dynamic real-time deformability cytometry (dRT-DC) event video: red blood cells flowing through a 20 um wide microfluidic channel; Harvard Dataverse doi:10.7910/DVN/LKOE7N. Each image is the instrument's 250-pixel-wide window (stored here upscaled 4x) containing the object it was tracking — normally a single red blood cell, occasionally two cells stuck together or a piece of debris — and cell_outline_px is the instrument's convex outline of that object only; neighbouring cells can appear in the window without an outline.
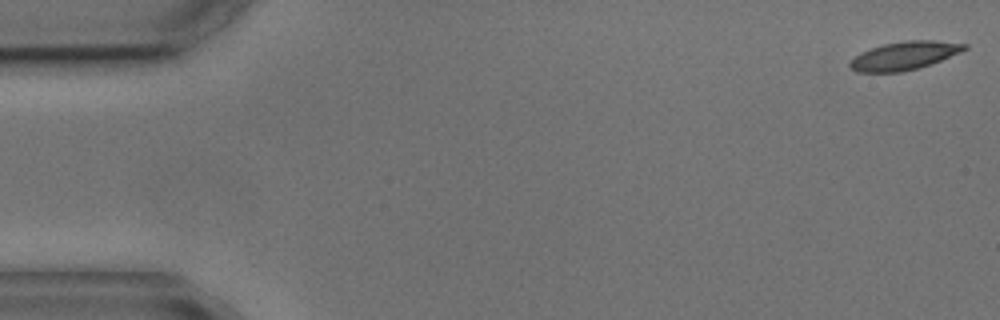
{"species": "common noctule bat (a hibernating species)", "species_latin": "Nyctalus noctula", "temperature_condition": "cold", "stored_images_in_passage": 6, "camera_frame_rate_fps": 3000, "um_per_image_px": 0.085, "animal": {"sex": "male", "body_mass_g": 17.9, "forearm_length_mm": 54.2}, "frame": {"image": 1, "passage_image": 1, "time_ms": 0.0, "image_size_px": [1000, 320], "cell_outline_px": [[968, 48], [960, 52], [932, 64], [900, 72], [856, 72], [848, 64], [860, 52], [884, 44], [908, 40], [932, 40], [968, 44]], "centroid_in_image_um": [76.88, 4.73], "position_along_channel_um": 8.1, "area_um2": 18.67}}
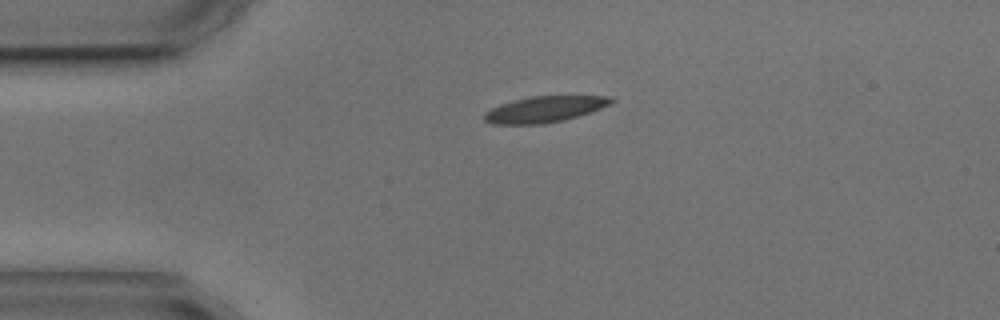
{"frame": {"image": 2, "passage_image": 4, "time_ms": 3.667, "image_size_px": [1000, 320], "cell_outline_px": [[616, 100], [600, 108], [564, 120], [544, 124], [492, 124], [484, 120], [484, 112], [500, 104], [532, 96], [612, 96]], "centroid_in_image_um": [46.27, 9.29], "position_along_channel_um": 38.7, "area_um2": 19.02}}